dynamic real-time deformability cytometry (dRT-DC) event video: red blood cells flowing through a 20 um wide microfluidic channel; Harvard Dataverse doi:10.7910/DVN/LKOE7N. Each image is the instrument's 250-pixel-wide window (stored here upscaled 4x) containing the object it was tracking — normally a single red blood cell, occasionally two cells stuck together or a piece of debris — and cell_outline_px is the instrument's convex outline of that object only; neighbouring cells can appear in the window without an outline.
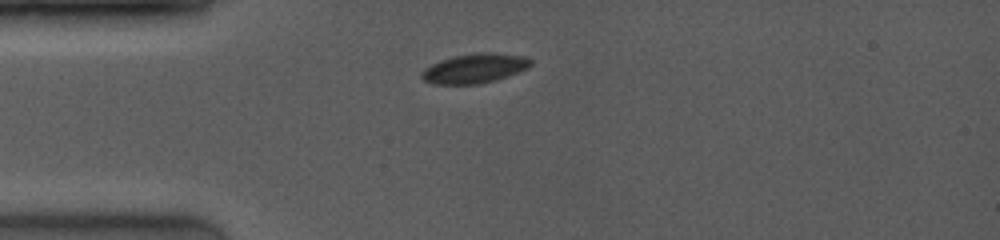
{"species": "common noctule bat (a hibernating species)", "species_latin": "Nyctalus noctula", "temperature_condition": "room temperature", "stored_images_in_passage": 57, "camera_frame_rate_fps": 4000, "um_per_image_px": 0.085, "animal": {"sex": "female", "body_mass_g": 19.0, "forearm_length_mm": 53.3}, "frame": {"image": 1, "passage_image": 1, "time_ms": 0.0, "image_size_px": [1000, 240], "cell_outline_px": [[532, 64], [528, 68], [496, 80], [480, 84], [432, 84], [424, 80], [420, 76], [420, 72], [424, 68], [440, 60], [452, 56], [480, 52], [492, 52], [528, 56], [532, 60]], "centroid_in_image_um": [40.35, 5.8], "position_along_channel_um": 44.7, "area_um2": 19.02}}
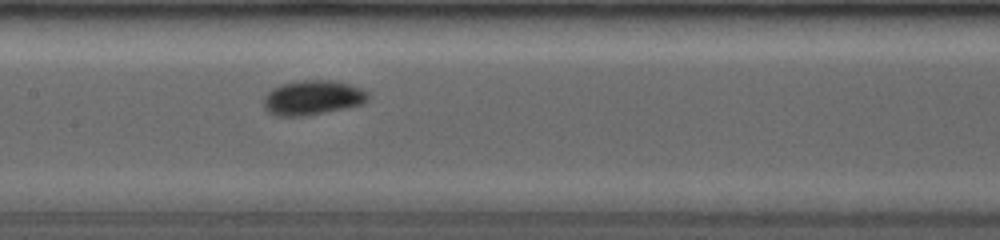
{"frame": {"image": 2, "passage_image": 17, "time_ms": 3.75, "image_size_px": [1000, 240], "cell_outline_px": [[368, 100], [360, 104], [344, 108], [308, 116], [276, 116], [268, 112], [264, 108], [264, 96], [272, 88], [280, 84], [300, 80], [332, 80], [348, 84], [360, 88], [368, 92]], "centroid_in_image_um": [26.53, 8.3], "position_along_channel_um": 180.9, "area_um2": 21.1}}
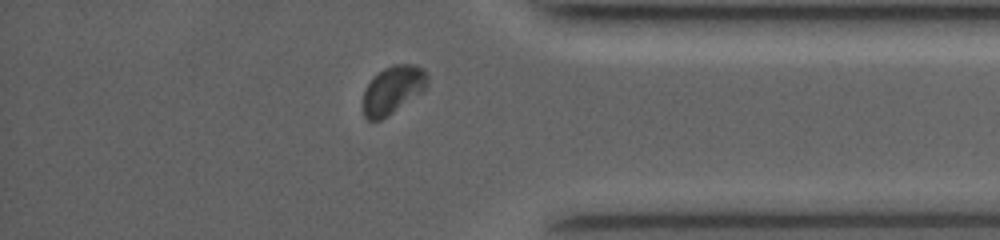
{"frame": {"image": 3, "passage_image": 47, "time_ms": 9.25, "image_size_px": [1000, 240], "cell_outline_px": [[428, 84], [420, 92], [388, 116], [380, 120], [368, 120], [364, 116], [364, 92], [372, 76], [384, 68], [392, 64], [416, 64], [424, 68], [428, 76]], "centroid_in_image_um": [33.39, 7.6], "position_along_channel_um": 401.8, "area_um2": 17.86}, "authors_computed_cell_mechanics": {"area_um2": 18.785, "velocity_mm_per_s": 4.1064, "shape_relaxation_time_tau1_ms": 1.8916, "shape_relaxation_time_tau2_ms": null, "deformation_change_tau1": 0.0824, "deformation_change_tau2": null}}